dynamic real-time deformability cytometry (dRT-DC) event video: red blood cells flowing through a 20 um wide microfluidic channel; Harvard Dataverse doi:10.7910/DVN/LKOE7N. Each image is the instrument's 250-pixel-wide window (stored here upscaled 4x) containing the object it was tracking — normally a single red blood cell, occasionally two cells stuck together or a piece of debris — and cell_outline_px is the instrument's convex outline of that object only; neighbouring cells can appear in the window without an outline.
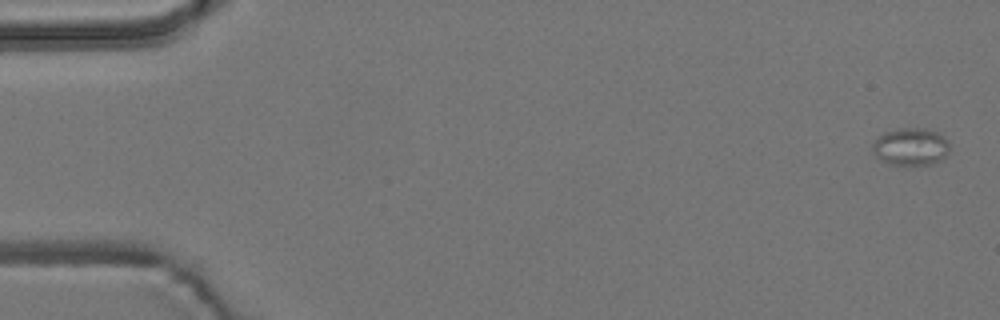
{"species": "common noctule bat (a hibernating species)", "species_latin": "Nyctalus noctula", "temperature_condition": "room temperature", "stored_images_in_passage": 5, "camera_frame_rate_fps": 3000, "um_per_image_px": 0.085, "animal": {"sex": "male", "body_mass_g": 19.2, "forearm_length_mm": 51.8}, "frame": {"image": 1, "passage_image": 1, "time_ms": 0.0, "image_size_px": [1000, 320], "cell_outline_px": [[948, 152], [940, 160], [932, 164], [888, 164], [880, 160], [872, 152], [872, 144], [884, 132], [900, 128], [924, 128], [936, 132], [948, 140]], "centroid_in_image_um": [77.39, 12.46], "position_along_channel_um": 7.6, "area_um2": 16.65}}
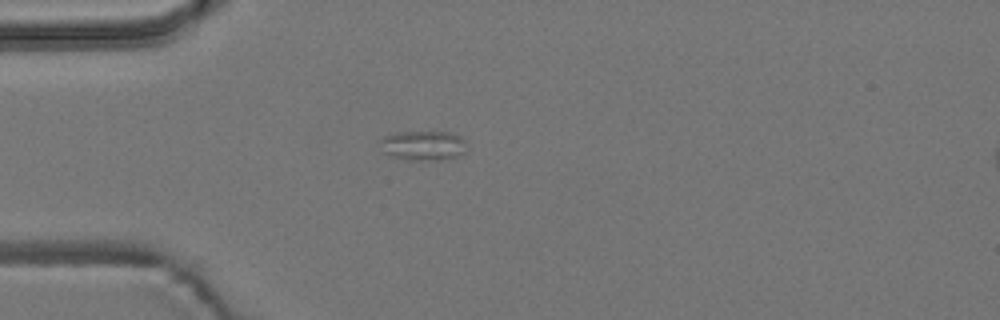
{"frame": {"image": 2, "passage_image": 5, "time_ms": 4.667, "image_size_px": [1000, 320], "cell_outline_px": [[464, 152], [460, 156], [440, 160], [404, 160], [392, 156], [384, 152], [380, 140], [384, 136], [396, 132], [448, 132], [460, 136], [464, 140]], "centroid_in_image_um": [35.97, 12.38], "position_along_channel_um": 49.0, "area_um2": 14.91}}